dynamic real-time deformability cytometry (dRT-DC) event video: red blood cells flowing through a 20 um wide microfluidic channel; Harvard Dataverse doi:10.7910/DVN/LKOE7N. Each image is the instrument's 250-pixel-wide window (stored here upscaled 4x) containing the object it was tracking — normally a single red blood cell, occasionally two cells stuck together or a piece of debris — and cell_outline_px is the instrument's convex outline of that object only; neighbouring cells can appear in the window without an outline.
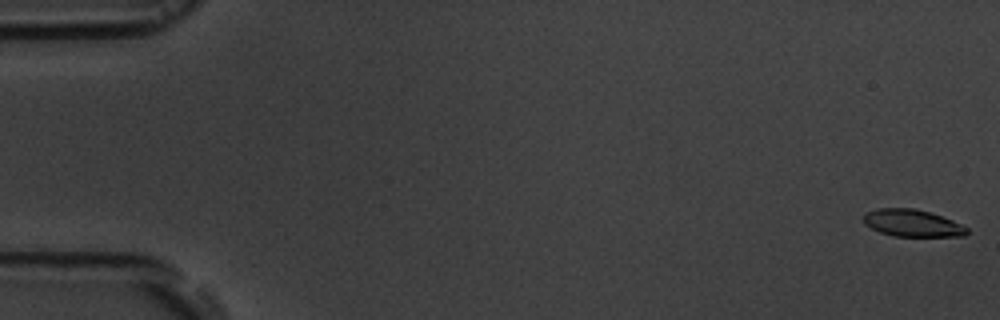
{"species": "common noctule bat (a hibernating species)", "species_latin": "Nyctalus noctula", "temperature_condition": "room temperature", "stored_images_in_passage": 4, "camera_frame_rate_fps": 3000, "um_per_image_px": 0.085, "animal": {"sex": "male", "body_mass_g": 19.5, "forearm_length_mm": 54.6}, "frame": {"image": 1, "passage_image": 1, "time_ms": 0.0, "image_size_px": [1000, 320], "cell_outline_px": [[968, 232], [964, 236], [892, 236], [880, 232], [864, 224], [864, 216], [868, 212], [876, 208], [916, 208], [932, 212], [952, 220], [968, 228]], "centroid_in_image_um": [77.56, 18.96], "position_along_channel_um": 7.4, "area_um2": 16.36}}